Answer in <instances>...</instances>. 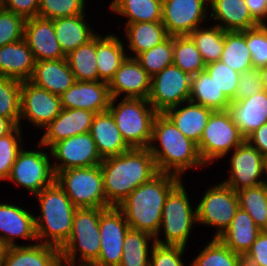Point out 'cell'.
Wrapping results in <instances>:
<instances>
[{"label":"cell","mask_w":267,"mask_h":266,"mask_svg":"<svg viewBox=\"0 0 267 266\" xmlns=\"http://www.w3.org/2000/svg\"><path fill=\"white\" fill-rule=\"evenodd\" d=\"M3 9L25 20L38 16L40 0H0Z\"/></svg>","instance_id":"f5cc1de1"},{"label":"cell","mask_w":267,"mask_h":266,"mask_svg":"<svg viewBox=\"0 0 267 266\" xmlns=\"http://www.w3.org/2000/svg\"><path fill=\"white\" fill-rule=\"evenodd\" d=\"M185 103L183 108L178 105L168 109L165 114L183 135L198 145L213 110L191 101Z\"/></svg>","instance_id":"83f0119b"},{"label":"cell","mask_w":267,"mask_h":266,"mask_svg":"<svg viewBox=\"0 0 267 266\" xmlns=\"http://www.w3.org/2000/svg\"><path fill=\"white\" fill-rule=\"evenodd\" d=\"M149 266H184L182 256L186 247L161 245L153 242Z\"/></svg>","instance_id":"f907efd6"},{"label":"cell","mask_w":267,"mask_h":266,"mask_svg":"<svg viewBox=\"0 0 267 266\" xmlns=\"http://www.w3.org/2000/svg\"><path fill=\"white\" fill-rule=\"evenodd\" d=\"M247 47L252 57L253 69L267 66V27L264 24L245 30Z\"/></svg>","instance_id":"c3c4849f"},{"label":"cell","mask_w":267,"mask_h":266,"mask_svg":"<svg viewBox=\"0 0 267 266\" xmlns=\"http://www.w3.org/2000/svg\"><path fill=\"white\" fill-rule=\"evenodd\" d=\"M60 98L62 108L94 113L107 111L112 99L108 83L101 81H76Z\"/></svg>","instance_id":"ac0fdd59"},{"label":"cell","mask_w":267,"mask_h":266,"mask_svg":"<svg viewBox=\"0 0 267 266\" xmlns=\"http://www.w3.org/2000/svg\"><path fill=\"white\" fill-rule=\"evenodd\" d=\"M47 152L21 149L7 180L23 186L31 194L39 193L55 181V173Z\"/></svg>","instance_id":"7c38bea8"},{"label":"cell","mask_w":267,"mask_h":266,"mask_svg":"<svg viewBox=\"0 0 267 266\" xmlns=\"http://www.w3.org/2000/svg\"><path fill=\"white\" fill-rule=\"evenodd\" d=\"M189 101L213 111L227 110L231 103L205 70L191 76Z\"/></svg>","instance_id":"836d02e7"},{"label":"cell","mask_w":267,"mask_h":266,"mask_svg":"<svg viewBox=\"0 0 267 266\" xmlns=\"http://www.w3.org/2000/svg\"><path fill=\"white\" fill-rule=\"evenodd\" d=\"M125 26L128 48L135 54L131 58L160 44L169 36L162 21L129 23Z\"/></svg>","instance_id":"d6a6232c"},{"label":"cell","mask_w":267,"mask_h":266,"mask_svg":"<svg viewBox=\"0 0 267 266\" xmlns=\"http://www.w3.org/2000/svg\"><path fill=\"white\" fill-rule=\"evenodd\" d=\"M264 90L260 77V69H251L240 73L235 100L240 101Z\"/></svg>","instance_id":"816d5d0a"},{"label":"cell","mask_w":267,"mask_h":266,"mask_svg":"<svg viewBox=\"0 0 267 266\" xmlns=\"http://www.w3.org/2000/svg\"><path fill=\"white\" fill-rule=\"evenodd\" d=\"M245 140L265 156L267 154V123L256 129Z\"/></svg>","instance_id":"11a10c76"},{"label":"cell","mask_w":267,"mask_h":266,"mask_svg":"<svg viewBox=\"0 0 267 266\" xmlns=\"http://www.w3.org/2000/svg\"><path fill=\"white\" fill-rule=\"evenodd\" d=\"M85 14L53 19L55 36L65 55L92 40L97 34L85 21Z\"/></svg>","instance_id":"f546056e"},{"label":"cell","mask_w":267,"mask_h":266,"mask_svg":"<svg viewBox=\"0 0 267 266\" xmlns=\"http://www.w3.org/2000/svg\"><path fill=\"white\" fill-rule=\"evenodd\" d=\"M130 229L124 213L118 207H109L100 214L101 248L98 260L92 266H119L123 243Z\"/></svg>","instance_id":"4fadbf2b"},{"label":"cell","mask_w":267,"mask_h":266,"mask_svg":"<svg viewBox=\"0 0 267 266\" xmlns=\"http://www.w3.org/2000/svg\"><path fill=\"white\" fill-rule=\"evenodd\" d=\"M240 266H253V265H251L250 263H248L246 260L243 259L240 263Z\"/></svg>","instance_id":"6125c7cd"},{"label":"cell","mask_w":267,"mask_h":266,"mask_svg":"<svg viewBox=\"0 0 267 266\" xmlns=\"http://www.w3.org/2000/svg\"><path fill=\"white\" fill-rule=\"evenodd\" d=\"M85 0H40L38 17L56 19L84 14Z\"/></svg>","instance_id":"7dc6e473"},{"label":"cell","mask_w":267,"mask_h":266,"mask_svg":"<svg viewBox=\"0 0 267 266\" xmlns=\"http://www.w3.org/2000/svg\"><path fill=\"white\" fill-rule=\"evenodd\" d=\"M212 20L224 31H244L260 24L252 17L245 0H209Z\"/></svg>","instance_id":"4316f807"},{"label":"cell","mask_w":267,"mask_h":266,"mask_svg":"<svg viewBox=\"0 0 267 266\" xmlns=\"http://www.w3.org/2000/svg\"><path fill=\"white\" fill-rule=\"evenodd\" d=\"M227 111L246 139L267 123V91L262 90L240 101H231Z\"/></svg>","instance_id":"7402d4cb"},{"label":"cell","mask_w":267,"mask_h":266,"mask_svg":"<svg viewBox=\"0 0 267 266\" xmlns=\"http://www.w3.org/2000/svg\"><path fill=\"white\" fill-rule=\"evenodd\" d=\"M240 207L261 229L267 230V183L237 191Z\"/></svg>","instance_id":"60d3db41"},{"label":"cell","mask_w":267,"mask_h":266,"mask_svg":"<svg viewBox=\"0 0 267 266\" xmlns=\"http://www.w3.org/2000/svg\"><path fill=\"white\" fill-rule=\"evenodd\" d=\"M100 167L109 207H118L137 187L159 173L148 148H130L103 159Z\"/></svg>","instance_id":"6da1fadb"},{"label":"cell","mask_w":267,"mask_h":266,"mask_svg":"<svg viewBox=\"0 0 267 266\" xmlns=\"http://www.w3.org/2000/svg\"><path fill=\"white\" fill-rule=\"evenodd\" d=\"M21 132L20 126H16L9 134L0 138V181L7 180L12 165L22 149Z\"/></svg>","instance_id":"bcb514c9"},{"label":"cell","mask_w":267,"mask_h":266,"mask_svg":"<svg viewBox=\"0 0 267 266\" xmlns=\"http://www.w3.org/2000/svg\"><path fill=\"white\" fill-rule=\"evenodd\" d=\"M260 231L251 216L240 207L230 227L218 239L233 252L244 257Z\"/></svg>","instance_id":"4dcf8cb0"},{"label":"cell","mask_w":267,"mask_h":266,"mask_svg":"<svg viewBox=\"0 0 267 266\" xmlns=\"http://www.w3.org/2000/svg\"><path fill=\"white\" fill-rule=\"evenodd\" d=\"M34 196L41 209L34 216L37 241L60 249L71 235L77 208L56 181Z\"/></svg>","instance_id":"277c9868"},{"label":"cell","mask_w":267,"mask_h":266,"mask_svg":"<svg viewBox=\"0 0 267 266\" xmlns=\"http://www.w3.org/2000/svg\"><path fill=\"white\" fill-rule=\"evenodd\" d=\"M24 39L36 62L66 58L55 36L51 19L38 16L27 19L24 25Z\"/></svg>","instance_id":"d6986e66"},{"label":"cell","mask_w":267,"mask_h":266,"mask_svg":"<svg viewBox=\"0 0 267 266\" xmlns=\"http://www.w3.org/2000/svg\"><path fill=\"white\" fill-rule=\"evenodd\" d=\"M195 43L206 64L220 61L225 43V31L217 25L197 27L188 35Z\"/></svg>","instance_id":"74e56055"},{"label":"cell","mask_w":267,"mask_h":266,"mask_svg":"<svg viewBox=\"0 0 267 266\" xmlns=\"http://www.w3.org/2000/svg\"><path fill=\"white\" fill-rule=\"evenodd\" d=\"M89 133L102 159L120 155L130 149L108 110L95 114Z\"/></svg>","instance_id":"484cf974"},{"label":"cell","mask_w":267,"mask_h":266,"mask_svg":"<svg viewBox=\"0 0 267 266\" xmlns=\"http://www.w3.org/2000/svg\"><path fill=\"white\" fill-rule=\"evenodd\" d=\"M205 71L211 76L215 84L222 90L225 96L230 101H234L240 73L221 61L206 64Z\"/></svg>","instance_id":"f6af8a7d"},{"label":"cell","mask_w":267,"mask_h":266,"mask_svg":"<svg viewBox=\"0 0 267 266\" xmlns=\"http://www.w3.org/2000/svg\"><path fill=\"white\" fill-rule=\"evenodd\" d=\"M55 181L76 208H109L100 165L58 171Z\"/></svg>","instance_id":"52a82bcc"},{"label":"cell","mask_w":267,"mask_h":266,"mask_svg":"<svg viewBox=\"0 0 267 266\" xmlns=\"http://www.w3.org/2000/svg\"><path fill=\"white\" fill-rule=\"evenodd\" d=\"M220 61L238 73L253 69L244 31H225V43Z\"/></svg>","instance_id":"d590c367"},{"label":"cell","mask_w":267,"mask_h":266,"mask_svg":"<svg viewBox=\"0 0 267 266\" xmlns=\"http://www.w3.org/2000/svg\"><path fill=\"white\" fill-rule=\"evenodd\" d=\"M189 200L184 185L180 181L166 197L160 230L154 237L155 243L186 247L192 226L197 222L196 209L193 211ZM161 228L164 230L165 240H161L158 236Z\"/></svg>","instance_id":"ba28073f"},{"label":"cell","mask_w":267,"mask_h":266,"mask_svg":"<svg viewBox=\"0 0 267 266\" xmlns=\"http://www.w3.org/2000/svg\"><path fill=\"white\" fill-rule=\"evenodd\" d=\"M15 127L8 118L0 116V138L9 134Z\"/></svg>","instance_id":"6f0895ef"},{"label":"cell","mask_w":267,"mask_h":266,"mask_svg":"<svg viewBox=\"0 0 267 266\" xmlns=\"http://www.w3.org/2000/svg\"><path fill=\"white\" fill-rule=\"evenodd\" d=\"M154 237L144 231L129 229L123 243L122 259L119 266H149L148 242Z\"/></svg>","instance_id":"f35d334b"},{"label":"cell","mask_w":267,"mask_h":266,"mask_svg":"<svg viewBox=\"0 0 267 266\" xmlns=\"http://www.w3.org/2000/svg\"><path fill=\"white\" fill-rule=\"evenodd\" d=\"M0 233L10 247L17 246L16 237L37 242L34 215L25 208L0 203Z\"/></svg>","instance_id":"cb8c5ba5"},{"label":"cell","mask_w":267,"mask_h":266,"mask_svg":"<svg viewBox=\"0 0 267 266\" xmlns=\"http://www.w3.org/2000/svg\"><path fill=\"white\" fill-rule=\"evenodd\" d=\"M151 79L152 77L141 67L140 63L128 56L108 84L111 97L117 99L123 93L124 98L147 99Z\"/></svg>","instance_id":"44dd1931"},{"label":"cell","mask_w":267,"mask_h":266,"mask_svg":"<svg viewBox=\"0 0 267 266\" xmlns=\"http://www.w3.org/2000/svg\"><path fill=\"white\" fill-rule=\"evenodd\" d=\"M260 77L265 91H267V66L260 68Z\"/></svg>","instance_id":"91938a15"},{"label":"cell","mask_w":267,"mask_h":266,"mask_svg":"<svg viewBox=\"0 0 267 266\" xmlns=\"http://www.w3.org/2000/svg\"><path fill=\"white\" fill-rule=\"evenodd\" d=\"M243 259L253 266H267V230L259 232Z\"/></svg>","instance_id":"db71d44e"},{"label":"cell","mask_w":267,"mask_h":266,"mask_svg":"<svg viewBox=\"0 0 267 266\" xmlns=\"http://www.w3.org/2000/svg\"><path fill=\"white\" fill-rule=\"evenodd\" d=\"M29 81L60 96L76 82V79L66 58H62L35 62Z\"/></svg>","instance_id":"d4e9b609"},{"label":"cell","mask_w":267,"mask_h":266,"mask_svg":"<svg viewBox=\"0 0 267 266\" xmlns=\"http://www.w3.org/2000/svg\"><path fill=\"white\" fill-rule=\"evenodd\" d=\"M154 142H159L160 148ZM148 149L155 159L158 171L162 173L181 178L189 168L206 167L197 144L183 135L165 113H158L155 117Z\"/></svg>","instance_id":"7a4b0ae2"},{"label":"cell","mask_w":267,"mask_h":266,"mask_svg":"<svg viewBox=\"0 0 267 266\" xmlns=\"http://www.w3.org/2000/svg\"><path fill=\"white\" fill-rule=\"evenodd\" d=\"M135 59L153 77L173 63V36H168L160 44L141 52Z\"/></svg>","instance_id":"7bdbcfd3"},{"label":"cell","mask_w":267,"mask_h":266,"mask_svg":"<svg viewBox=\"0 0 267 266\" xmlns=\"http://www.w3.org/2000/svg\"><path fill=\"white\" fill-rule=\"evenodd\" d=\"M61 98L38 87L32 82L22 81L20 120L22 117L31 124L43 129L61 112Z\"/></svg>","instance_id":"e0dca14e"},{"label":"cell","mask_w":267,"mask_h":266,"mask_svg":"<svg viewBox=\"0 0 267 266\" xmlns=\"http://www.w3.org/2000/svg\"><path fill=\"white\" fill-rule=\"evenodd\" d=\"M232 153L231 174L222 183L236 192L267 183L266 179H261L262 174H265L264 156L255 147L245 140Z\"/></svg>","instance_id":"9a60e30c"},{"label":"cell","mask_w":267,"mask_h":266,"mask_svg":"<svg viewBox=\"0 0 267 266\" xmlns=\"http://www.w3.org/2000/svg\"><path fill=\"white\" fill-rule=\"evenodd\" d=\"M21 84L19 80L0 77V116L8 118L15 126H21Z\"/></svg>","instance_id":"ee69618b"},{"label":"cell","mask_w":267,"mask_h":266,"mask_svg":"<svg viewBox=\"0 0 267 266\" xmlns=\"http://www.w3.org/2000/svg\"><path fill=\"white\" fill-rule=\"evenodd\" d=\"M173 65L195 75L205 70L206 63L193 40L188 36H173Z\"/></svg>","instance_id":"ab89813d"},{"label":"cell","mask_w":267,"mask_h":266,"mask_svg":"<svg viewBox=\"0 0 267 266\" xmlns=\"http://www.w3.org/2000/svg\"><path fill=\"white\" fill-rule=\"evenodd\" d=\"M239 208L238 193L221 182L206 190L196 207L197 222L217 227L214 238H219L230 227Z\"/></svg>","instance_id":"30bf717a"},{"label":"cell","mask_w":267,"mask_h":266,"mask_svg":"<svg viewBox=\"0 0 267 266\" xmlns=\"http://www.w3.org/2000/svg\"><path fill=\"white\" fill-rule=\"evenodd\" d=\"M123 43L115 34L96 35V64L99 81L108 83L112 80L119 66L128 57Z\"/></svg>","instance_id":"1f68e13d"},{"label":"cell","mask_w":267,"mask_h":266,"mask_svg":"<svg viewBox=\"0 0 267 266\" xmlns=\"http://www.w3.org/2000/svg\"><path fill=\"white\" fill-rule=\"evenodd\" d=\"M264 167H265V175H266L267 174V154L264 156Z\"/></svg>","instance_id":"94428289"},{"label":"cell","mask_w":267,"mask_h":266,"mask_svg":"<svg viewBox=\"0 0 267 266\" xmlns=\"http://www.w3.org/2000/svg\"><path fill=\"white\" fill-rule=\"evenodd\" d=\"M244 141L245 138L227 110L213 111L197 148L205 166H208L215 159L225 157Z\"/></svg>","instance_id":"9c48e42d"},{"label":"cell","mask_w":267,"mask_h":266,"mask_svg":"<svg viewBox=\"0 0 267 266\" xmlns=\"http://www.w3.org/2000/svg\"><path fill=\"white\" fill-rule=\"evenodd\" d=\"M2 266H62L60 249L40 242L9 248Z\"/></svg>","instance_id":"f1b7e54d"},{"label":"cell","mask_w":267,"mask_h":266,"mask_svg":"<svg viewBox=\"0 0 267 266\" xmlns=\"http://www.w3.org/2000/svg\"><path fill=\"white\" fill-rule=\"evenodd\" d=\"M190 266H240L243 257L233 252L220 239L213 238Z\"/></svg>","instance_id":"b9f144b4"},{"label":"cell","mask_w":267,"mask_h":266,"mask_svg":"<svg viewBox=\"0 0 267 266\" xmlns=\"http://www.w3.org/2000/svg\"><path fill=\"white\" fill-rule=\"evenodd\" d=\"M191 92V75L175 65L165 67L151 79L148 102L158 113L185 105Z\"/></svg>","instance_id":"8fae6325"},{"label":"cell","mask_w":267,"mask_h":266,"mask_svg":"<svg viewBox=\"0 0 267 266\" xmlns=\"http://www.w3.org/2000/svg\"><path fill=\"white\" fill-rule=\"evenodd\" d=\"M9 248L10 246L8 243L0 237V266H2V263L6 258Z\"/></svg>","instance_id":"680465c9"},{"label":"cell","mask_w":267,"mask_h":266,"mask_svg":"<svg viewBox=\"0 0 267 266\" xmlns=\"http://www.w3.org/2000/svg\"><path fill=\"white\" fill-rule=\"evenodd\" d=\"M25 19L13 12L0 8V46L24 38Z\"/></svg>","instance_id":"681fc988"},{"label":"cell","mask_w":267,"mask_h":266,"mask_svg":"<svg viewBox=\"0 0 267 266\" xmlns=\"http://www.w3.org/2000/svg\"><path fill=\"white\" fill-rule=\"evenodd\" d=\"M209 0H162V24L169 36L192 33L206 19Z\"/></svg>","instance_id":"2e32d148"},{"label":"cell","mask_w":267,"mask_h":266,"mask_svg":"<svg viewBox=\"0 0 267 266\" xmlns=\"http://www.w3.org/2000/svg\"><path fill=\"white\" fill-rule=\"evenodd\" d=\"M32 50L25 39L0 46V77L30 80L35 66Z\"/></svg>","instance_id":"603a6c76"},{"label":"cell","mask_w":267,"mask_h":266,"mask_svg":"<svg viewBox=\"0 0 267 266\" xmlns=\"http://www.w3.org/2000/svg\"><path fill=\"white\" fill-rule=\"evenodd\" d=\"M180 181L181 178L175 175L159 172L127 196L118 208L124 213L130 229L155 237L160 230L166 197Z\"/></svg>","instance_id":"3957f363"},{"label":"cell","mask_w":267,"mask_h":266,"mask_svg":"<svg viewBox=\"0 0 267 266\" xmlns=\"http://www.w3.org/2000/svg\"><path fill=\"white\" fill-rule=\"evenodd\" d=\"M109 8L127 17L126 24L162 21V0H113Z\"/></svg>","instance_id":"e575fe53"},{"label":"cell","mask_w":267,"mask_h":266,"mask_svg":"<svg viewBox=\"0 0 267 266\" xmlns=\"http://www.w3.org/2000/svg\"><path fill=\"white\" fill-rule=\"evenodd\" d=\"M49 150L57 162L52 165L54 173L71 168L97 166L103 161L89 132L60 140Z\"/></svg>","instance_id":"5bb4252c"},{"label":"cell","mask_w":267,"mask_h":266,"mask_svg":"<svg viewBox=\"0 0 267 266\" xmlns=\"http://www.w3.org/2000/svg\"><path fill=\"white\" fill-rule=\"evenodd\" d=\"M76 81H99L96 64V36L66 55Z\"/></svg>","instance_id":"8d00e7d4"},{"label":"cell","mask_w":267,"mask_h":266,"mask_svg":"<svg viewBox=\"0 0 267 266\" xmlns=\"http://www.w3.org/2000/svg\"><path fill=\"white\" fill-rule=\"evenodd\" d=\"M115 100L111 99L108 111L126 144L130 148H148L158 112L147 99L123 97L116 106Z\"/></svg>","instance_id":"8992f818"},{"label":"cell","mask_w":267,"mask_h":266,"mask_svg":"<svg viewBox=\"0 0 267 266\" xmlns=\"http://www.w3.org/2000/svg\"><path fill=\"white\" fill-rule=\"evenodd\" d=\"M252 17L259 23L265 24L267 19V0H245Z\"/></svg>","instance_id":"9f6ffc18"},{"label":"cell","mask_w":267,"mask_h":266,"mask_svg":"<svg viewBox=\"0 0 267 266\" xmlns=\"http://www.w3.org/2000/svg\"><path fill=\"white\" fill-rule=\"evenodd\" d=\"M106 208H77L74 212L72 232L67 242L60 248L62 266H92L99 257L101 235L100 214Z\"/></svg>","instance_id":"5b68a950"},{"label":"cell","mask_w":267,"mask_h":266,"mask_svg":"<svg viewBox=\"0 0 267 266\" xmlns=\"http://www.w3.org/2000/svg\"><path fill=\"white\" fill-rule=\"evenodd\" d=\"M96 113L86 109L62 108L60 114L43 131L38 147L50 148L56 142L90 131Z\"/></svg>","instance_id":"ffe728a7"}]
</instances>
